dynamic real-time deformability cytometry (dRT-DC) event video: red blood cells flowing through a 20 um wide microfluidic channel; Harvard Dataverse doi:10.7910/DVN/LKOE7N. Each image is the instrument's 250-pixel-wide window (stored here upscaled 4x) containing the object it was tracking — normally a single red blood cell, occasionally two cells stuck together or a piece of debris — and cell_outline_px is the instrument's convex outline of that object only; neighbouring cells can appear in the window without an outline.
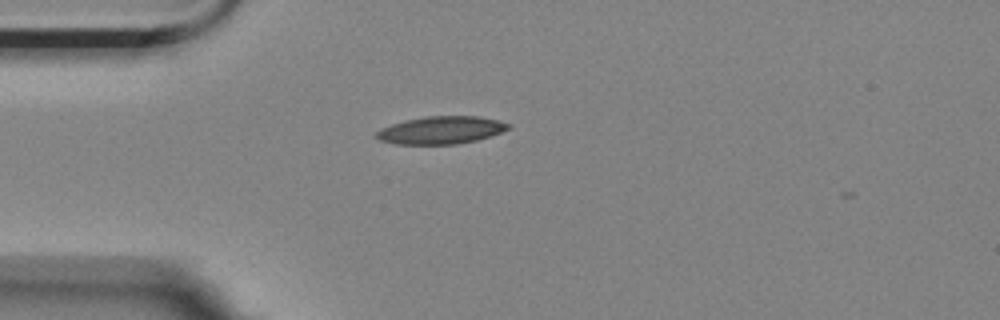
{"species": "Egyptian fruit bat (a non-hibernating species)", "species_latin": "Rousettus aegyptiacus", "temperature_condition": "room temperature", "stored_images_in_passage": 9, "camera_frame_rate_fps": 3000, "um_per_image_px": 0.085, "animal": {"sex": "female"}, "frame": {"image": 1, "passage_image": 1, "time_ms": 0.0, "image_size_px": [1000, 320], "cell_outline_px": [[508, 128], [500, 132], [476, 140], [456, 144], [396, 144], [380, 140], [376, 136], [376, 132], [380, 128], [392, 124], [424, 116], [480, 116], [496, 120], [508, 124]], "centroid_in_image_um": [37.44, 11.06], "position_along_channel_um": 47.6, "area_um2": 20.87}}
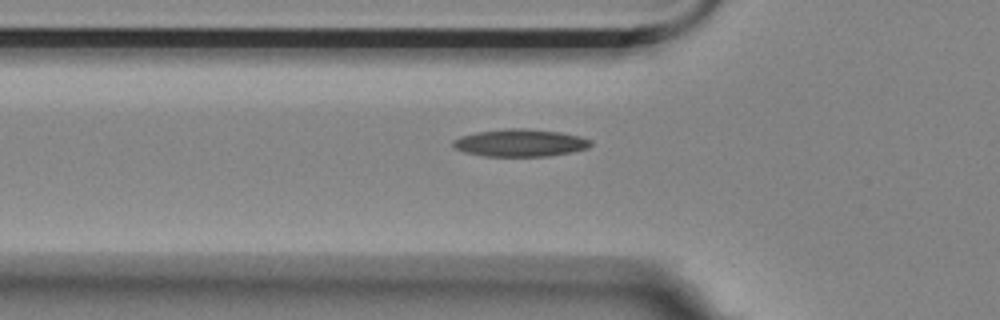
{"frame": {"image": 2, "passage_image": 5, "time_ms": 1.333, "image_size_px": [1000, 320], "cell_outline_px": [[592, 144], [588, 148], [572, 152], [548, 156], [484, 156], [464, 152], [456, 148], [452, 144], [452, 140], [460, 136], [476, 132], [508, 128], [524, 128], [560, 132], [580, 136], [592, 140]], "centroid_in_image_um": [44.22, 12.14], "position_along_channel_um": 81.6, "area_um2": 22.08}}
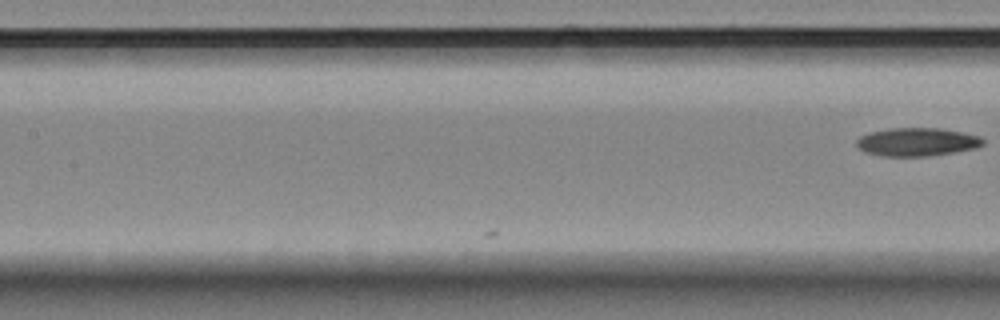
{"frame": {"image": 3, "passage_image": 9, "time_ms": 2.667, "image_size_px": [1000, 320], "cell_outline_px": [[984, 144], [976, 148], [956, 152], [928, 156], [880, 156], [864, 152], [856, 144], [856, 140], [860, 136], [868, 132], [888, 128], [940, 128], [980, 136], [984, 140]], "centroid_in_image_um": [77.92, 12.06], "position_along_channel_um": 129.5, "area_um2": 20.98}}